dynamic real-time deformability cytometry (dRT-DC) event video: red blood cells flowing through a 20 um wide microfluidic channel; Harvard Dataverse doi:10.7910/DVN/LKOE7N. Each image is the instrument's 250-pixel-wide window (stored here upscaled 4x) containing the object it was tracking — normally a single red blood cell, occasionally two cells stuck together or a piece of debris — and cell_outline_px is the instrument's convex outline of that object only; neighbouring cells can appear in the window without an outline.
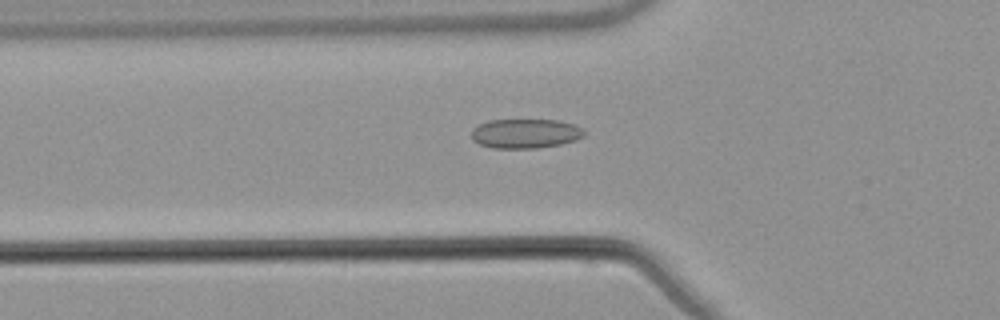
{"species": "common noctule bat (a hibernating species)", "species_latin": "Nyctalus noctula", "temperature_condition": "warm", "stored_images_in_passage": 43, "camera_frame_rate_fps": 3000, "um_per_image_px": 0.085, "animal": {"sex": "male", "body_mass_g": 21.5, "forearm_length_mm": 52.0}, "frame": {"image": 1, "passage_image": 15, "time_ms": 4.667, "image_size_px": [1000, 320], "cell_outline_px": [[584, 136], [576, 140], [560, 144], [536, 148], [492, 148], [480, 144], [472, 140], [472, 128], [488, 120], [556, 120], [572, 124], [584, 128]], "centroid_in_image_um": [44.65, 11.35], "position_along_channel_um": 81.2, "area_um2": 19.31}}
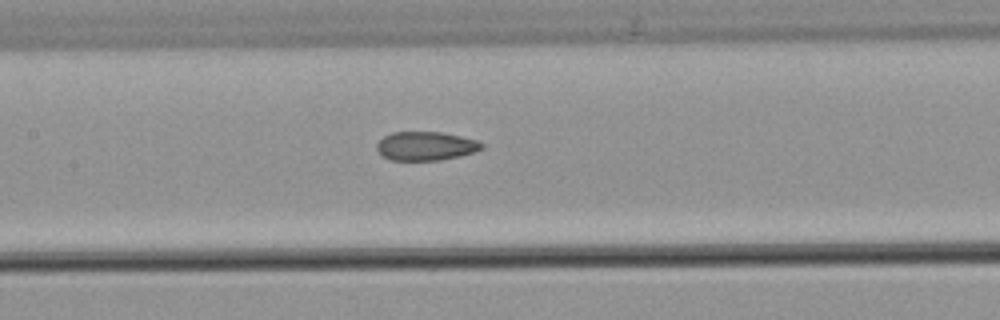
{"frame": {"image": 2, "passage_image": 22, "time_ms": 7.0, "image_size_px": [1000, 320], "cell_outline_px": [[484, 148], [460, 156], [440, 160], [392, 160], [384, 156], [376, 148], [376, 144], [384, 136], [392, 132], [440, 132], [460, 136], [476, 140], [484, 144]], "centroid_in_image_um": [36.19, 12.41], "position_along_channel_um": 171.2, "area_um2": 17.46}}
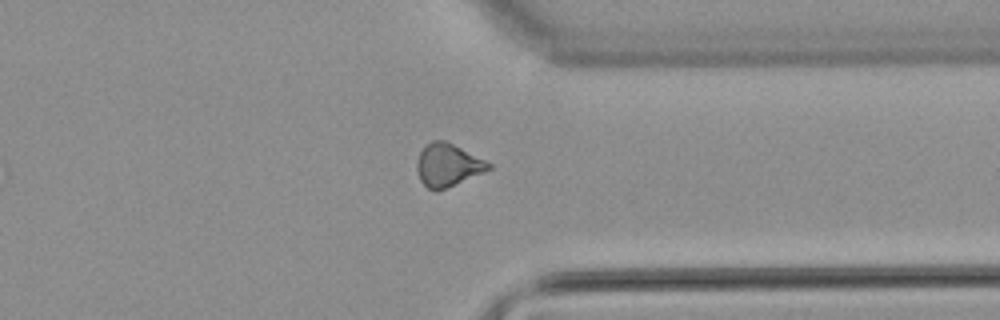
{"frame": {"image": 3, "passage_image": 38, "time_ms": 12.333, "image_size_px": [1000, 320], "cell_outline_px": [[492, 168], [484, 172], [436, 192], [428, 188], [420, 180], [416, 168], [416, 164], [420, 152], [432, 140], [448, 140], [492, 164]], "centroid_in_image_um": [38.06, 14.02], "position_along_channel_um": 373.3, "area_um2": 17.86}, "authors_computed_cell_mechanics": {"area_um2": 18.3804, "velocity_mm_per_s": 3.834, "shape_relaxation_time_tau1_ms": null, "shape_relaxation_time_tau2_ms": 2.4509, "deformation_change_tau1": null, "deformation_change_tau2": 0.0731}}